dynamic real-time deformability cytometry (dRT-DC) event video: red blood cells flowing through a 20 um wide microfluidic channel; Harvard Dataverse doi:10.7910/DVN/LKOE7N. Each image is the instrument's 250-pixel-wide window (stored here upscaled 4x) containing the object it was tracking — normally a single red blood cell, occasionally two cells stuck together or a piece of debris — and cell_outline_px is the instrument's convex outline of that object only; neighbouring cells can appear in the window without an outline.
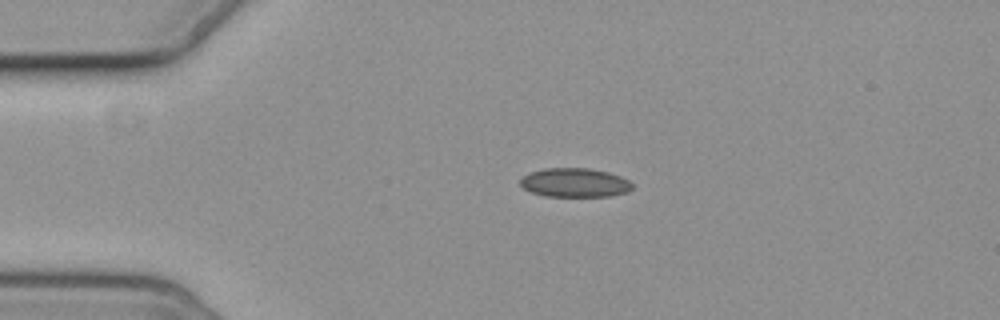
{"species": "common noctule bat (a hibernating species)", "species_latin": "Nyctalus noctula", "temperature_condition": "cold", "stored_images_in_passage": 2, "camera_frame_rate_fps": 3000, "um_per_image_px": 0.085, "animal": {"sex": "female", "body_mass_g": 19.3, "forearm_length_mm": 54.1}, "frame": {"image": 1, "passage_image": 1, "time_ms": 0.0, "image_size_px": [1000, 320], "cell_outline_px": [[632, 188], [628, 192], [608, 196], [544, 196], [532, 192], [524, 188], [520, 184], [520, 180], [528, 172], [544, 168], [588, 168], [608, 172], [620, 176], [628, 180], [632, 184]], "centroid_in_image_um": [48.84, 15.52], "position_along_channel_um": 36.2, "area_um2": 18.9}}